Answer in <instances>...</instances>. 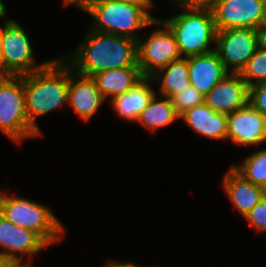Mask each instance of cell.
<instances>
[{
  "label": "cell",
  "mask_w": 266,
  "mask_h": 267,
  "mask_svg": "<svg viewBox=\"0 0 266 267\" xmlns=\"http://www.w3.org/2000/svg\"><path fill=\"white\" fill-rule=\"evenodd\" d=\"M50 60L42 69L23 75L25 107L30 126L41 136L37 118L68 104L69 64ZM67 64V65H66Z\"/></svg>",
  "instance_id": "cell-2"
},
{
  "label": "cell",
  "mask_w": 266,
  "mask_h": 267,
  "mask_svg": "<svg viewBox=\"0 0 266 267\" xmlns=\"http://www.w3.org/2000/svg\"><path fill=\"white\" fill-rule=\"evenodd\" d=\"M64 6L73 4L74 6L80 8L81 10L92 0H63Z\"/></svg>",
  "instance_id": "cell-31"
},
{
  "label": "cell",
  "mask_w": 266,
  "mask_h": 267,
  "mask_svg": "<svg viewBox=\"0 0 266 267\" xmlns=\"http://www.w3.org/2000/svg\"><path fill=\"white\" fill-rule=\"evenodd\" d=\"M69 65L68 105L83 121H89L105 99L92 77L75 73Z\"/></svg>",
  "instance_id": "cell-14"
},
{
  "label": "cell",
  "mask_w": 266,
  "mask_h": 267,
  "mask_svg": "<svg viewBox=\"0 0 266 267\" xmlns=\"http://www.w3.org/2000/svg\"><path fill=\"white\" fill-rule=\"evenodd\" d=\"M179 3V7L181 8H186L189 7L191 8V0H171Z\"/></svg>",
  "instance_id": "cell-36"
},
{
  "label": "cell",
  "mask_w": 266,
  "mask_h": 267,
  "mask_svg": "<svg viewBox=\"0 0 266 267\" xmlns=\"http://www.w3.org/2000/svg\"><path fill=\"white\" fill-rule=\"evenodd\" d=\"M215 43L214 51L220 57L225 69L231 73H240L257 50L256 29L217 31Z\"/></svg>",
  "instance_id": "cell-9"
},
{
  "label": "cell",
  "mask_w": 266,
  "mask_h": 267,
  "mask_svg": "<svg viewBox=\"0 0 266 267\" xmlns=\"http://www.w3.org/2000/svg\"><path fill=\"white\" fill-rule=\"evenodd\" d=\"M1 51L6 76H22L42 69L50 60L36 65L26 31L13 19L0 27Z\"/></svg>",
  "instance_id": "cell-7"
},
{
  "label": "cell",
  "mask_w": 266,
  "mask_h": 267,
  "mask_svg": "<svg viewBox=\"0 0 266 267\" xmlns=\"http://www.w3.org/2000/svg\"><path fill=\"white\" fill-rule=\"evenodd\" d=\"M258 232L266 231V195L244 216Z\"/></svg>",
  "instance_id": "cell-25"
},
{
  "label": "cell",
  "mask_w": 266,
  "mask_h": 267,
  "mask_svg": "<svg viewBox=\"0 0 266 267\" xmlns=\"http://www.w3.org/2000/svg\"><path fill=\"white\" fill-rule=\"evenodd\" d=\"M0 214L12 224L33 231L48 246L62 240L64 225L50 208L35 201L0 192Z\"/></svg>",
  "instance_id": "cell-5"
},
{
  "label": "cell",
  "mask_w": 266,
  "mask_h": 267,
  "mask_svg": "<svg viewBox=\"0 0 266 267\" xmlns=\"http://www.w3.org/2000/svg\"><path fill=\"white\" fill-rule=\"evenodd\" d=\"M241 146L266 142V118L249 103L227 115V139Z\"/></svg>",
  "instance_id": "cell-11"
},
{
  "label": "cell",
  "mask_w": 266,
  "mask_h": 267,
  "mask_svg": "<svg viewBox=\"0 0 266 267\" xmlns=\"http://www.w3.org/2000/svg\"><path fill=\"white\" fill-rule=\"evenodd\" d=\"M266 0H221L211 10L217 31L257 29Z\"/></svg>",
  "instance_id": "cell-10"
},
{
  "label": "cell",
  "mask_w": 266,
  "mask_h": 267,
  "mask_svg": "<svg viewBox=\"0 0 266 267\" xmlns=\"http://www.w3.org/2000/svg\"><path fill=\"white\" fill-rule=\"evenodd\" d=\"M73 71L93 77L105 71L137 64V41L125 36L98 32L89 28L84 40L70 56H62Z\"/></svg>",
  "instance_id": "cell-1"
},
{
  "label": "cell",
  "mask_w": 266,
  "mask_h": 267,
  "mask_svg": "<svg viewBox=\"0 0 266 267\" xmlns=\"http://www.w3.org/2000/svg\"><path fill=\"white\" fill-rule=\"evenodd\" d=\"M221 0H191V8L212 9Z\"/></svg>",
  "instance_id": "cell-28"
},
{
  "label": "cell",
  "mask_w": 266,
  "mask_h": 267,
  "mask_svg": "<svg viewBox=\"0 0 266 267\" xmlns=\"http://www.w3.org/2000/svg\"><path fill=\"white\" fill-rule=\"evenodd\" d=\"M173 17L161 20L174 33L180 55L184 58L215 50L217 29L210 9L182 8Z\"/></svg>",
  "instance_id": "cell-4"
},
{
  "label": "cell",
  "mask_w": 266,
  "mask_h": 267,
  "mask_svg": "<svg viewBox=\"0 0 266 267\" xmlns=\"http://www.w3.org/2000/svg\"><path fill=\"white\" fill-rule=\"evenodd\" d=\"M187 64L190 85L204 97L229 73L215 51L187 57Z\"/></svg>",
  "instance_id": "cell-15"
},
{
  "label": "cell",
  "mask_w": 266,
  "mask_h": 267,
  "mask_svg": "<svg viewBox=\"0 0 266 267\" xmlns=\"http://www.w3.org/2000/svg\"><path fill=\"white\" fill-rule=\"evenodd\" d=\"M6 76V68L3 63L2 51H1V37H0V77Z\"/></svg>",
  "instance_id": "cell-34"
},
{
  "label": "cell",
  "mask_w": 266,
  "mask_h": 267,
  "mask_svg": "<svg viewBox=\"0 0 266 267\" xmlns=\"http://www.w3.org/2000/svg\"><path fill=\"white\" fill-rule=\"evenodd\" d=\"M104 267H139L137 264L133 263V262H122L120 263V261L118 262L117 260H107V262L105 263Z\"/></svg>",
  "instance_id": "cell-30"
},
{
  "label": "cell",
  "mask_w": 266,
  "mask_h": 267,
  "mask_svg": "<svg viewBox=\"0 0 266 267\" xmlns=\"http://www.w3.org/2000/svg\"><path fill=\"white\" fill-rule=\"evenodd\" d=\"M82 10L93 17L90 29L135 41L140 38L136 31L156 24V19L145 9L127 2L92 0Z\"/></svg>",
  "instance_id": "cell-3"
},
{
  "label": "cell",
  "mask_w": 266,
  "mask_h": 267,
  "mask_svg": "<svg viewBox=\"0 0 266 267\" xmlns=\"http://www.w3.org/2000/svg\"><path fill=\"white\" fill-rule=\"evenodd\" d=\"M170 99L176 114L180 117L187 110L203 104L205 97L192 85H189L183 90H180L179 93L173 95Z\"/></svg>",
  "instance_id": "cell-24"
},
{
  "label": "cell",
  "mask_w": 266,
  "mask_h": 267,
  "mask_svg": "<svg viewBox=\"0 0 266 267\" xmlns=\"http://www.w3.org/2000/svg\"><path fill=\"white\" fill-rule=\"evenodd\" d=\"M10 267H32L31 259L26 260L24 262H14Z\"/></svg>",
  "instance_id": "cell-35"
},
{
  "label": "cell",
  "mask_w": 266,
  "mask_h": 267,
  "mask_svg": "<svg viewBox=\"0 0 266 267\" xmlns=\"http://www.w3.org/2000/svg\"><path fill=\"white\" fill-rule=\"evenodd\" d=\"M258 28H265L266 29V1H265L264 6H263V11L261 14Z\"/></svg>",
  "instance_id": "cell-32"
},
{
  "label": "cell",
  "mask_w": 266,
  "mask_h": 267,
  "mask_svg": "<svg viewBox=\"0 0 266 267\" xmlns=\"http://www.w3.org/2000/svg\"><path fill=\"white\" fill-rule=\"evenodd\" d=\"M159 97L155 94L136 120L151 132L170 125L180 118L175 112L171 99L161 95Z\"/></svg>",
  "instance_id": "cell-21"
},
{
  "label": "cell",
  "mask_w": 266,
  "mask_h": 267,
  "mask_svg": "<svg viewBox=\"0 0 266 267\" xmlns=\"http://www.w3.org/2000/svg\"><path fill=\"white\" fill-rule=\"evenodd\" d=\"M239 74L249 87L266 82V51L257 48Z\"/></svg>",
  "instance_id": "cell-23"
},
{
  "label": "cell",
  "mask_w": 266,
  "mask_h": 267,
  "mask_svg": "<svg viewBox=\"0 0 266 267\" xmlns=\"http://www.w3.org/2000/svg\"><path fill=\"white\" fill-rule=\"evenodd\" d=\"M92 78L95 80L102 97L106 100L108 96H111L112 99L116 95L129 91L144 77L139 67H127L105 70Z\"/></svg>",
  "instance_id": "cell-19"
},
{
  "label": "cell",
  "mask_w": 266,
  "mask_h": 267,
  "mask_svg": "<svg viewBox=\"0 0 266 267\" xmlns=\"http://www.w3.org/2000/svg\"><path fill=\"white\" fill-rule=\"evenodd\" d=\"M232 167L246 180L266 189V149H260L248 156L240 165Z\"/></svg>",
  "instance_id": "cell-22"
},
{
  "label": "cell",
  "mask_w": 266,
  "mask_h": 267,
  "mask_svg": "<svg viewBox=\"0 0 266 267\" xmlns=\"http://www.w3.org/2000/svg\"><path fill=\"white\" fill-rule=\"evenodd\" d=\"M0 131L16 144L40 136L28 121L23 75L0 77Z\"/></svg>",
  "instance_id": "cell-6"
},
{
  "label": "cell",
  "mask_w": 266,
  "mask_h": 267,
  "mask_svg": "<svg viewBox=\"0 0 266 267\" xmlns=\"http://www.w3.org/2000/svg\"><path fill=\"white\" fill-rule=\"evenodd\" d=\"M156 25L163 28L154 30L148 38L137 40V64L143 77H151L171 62L182 58L174 33L161 20Z\"/></svg>",
  "instance_id": "cell-8"
},
{
  "label": "cell",
  "mask_w": 266,
  "mask_h": 267,
  "mask_svg": "<svg viewBox=\"0 0 266 267\" xmlns=\"http://www.w3.org/2000/svg\"><path fill=\"white\" fill-rule=\"evenodd\" d=\"M6 16V9L5 5L3 4L2 0H0V18H4Z\"/></svg>",
  "instance_id": "cell-37"
},
{
  "label": "cell",
  "mask_w": 266,
  "mask_h": 267,
  "mask_svg": "<svg viewBox=\"0 0 266 267\" xmlns=\"http://www.w3.org/2000/svg\"><path fill=\"white\" fill-rule=\"evenodd\" d=\"M13 263L14 261L10 258L0 255V267H10Z\"/></svg>",
  "instance_id": "cell-33"
},
{
  "label": "cell",
  "mask_w": 266,
  "mask_h": 267,
  "mask_svg": "<svg viewBox=\"0 0 266 267\" xmlns=\"http://www.w3.org/2000/svg\"><path fill=\"white\" fill-rule=\"evenodd\" d=\"M110 1L127 2L138 5L141 8L145 9L154 19H157L150 13L151 8L155 5L154 0H110Z\"/></svg>",
  "instance_id": "cell-27"
},
{
  "label": "cell",
  "mask_w": 266,
  "mask_h": 267,
  "mask_svg": "<svg viewBox=\"0 0 266 267\" xmlns=\"http://www.w3.org/2000/svg\"><path fill=\"white\" fill-rule=\"evenodd\" d=\"M150 82L154 81L149 77H144L132 89L111 99L112 108L119 118L136 122L140 113L156 94Z\"/></svg>",
  "instance_id": "cell-18"
},
{
  "label": "cell",
  "mask_w": 266,
  "mask_h": 267,
  "mask_svg": "<svg viewBox=\"0 0 266 267\" xmlns=\"http://www.w3.org/2000/svg\"><path fill=\"white\" fill-rule=\"evenodd\" d=\"M150 78L157 82V84L160 83L159 95L171 98L179 93L180 90L190 85L187 58L171 62L166 67L158 70Z\"/></svg>",
  "instance_id": "cell-20"
},
{
  "label": "cell",
  "mask_w": 266,
  "mask_h": 267,
  "mask_svg": "<svg viewBox=\"0 0 266 267\" xmlns=\"http://www.w3.org/2000/svg\"><path fill=\"white\" fill-rule=\"evenodd\" d=\"M180 118L201 136L227 140V115L213 111L205 103L187 110Z\"/></svg>",
  "instance_id": "cell-17"
},
{
  "label": "cell",
  "mask_w": 266,
  "mask_h": 267,
  "mask_svg": "<svg viewBox=\"0 0 266 267\" xmlns=\"http://www.w3.org/2000/svg\"><path fill=\"white\" fill-rule=\"evenodd\" d=\"M249 86L239 73L229 72L205 96L204 103L213 111L230 114L248 104Z\"/></svg>",
  "instance_id": "cell-13"
},
{
  "label": "cell",
  "mask_w": 266,
  "mask_h": 267,
  "mask_svg": "<svg viewBox=\"0 0 266 267\" xmlns=\"http://www.w3.org/2000/svg\"><path fill=\"white\" fill-rule=\"evenodd\" d=\"M248 103L266 118V82L249 87Z\"/></svg>",
  "instance_id": "cell-26"
},
{
  "label": "cell",
  "mask_w": 266,
  "mask_h": 267,
  "mask_svg": "<svg viewBox=\"0 0 266 267\" xmlns=\"http://www.w3.org/2000/svg\"><path fill=\"white\" fill-rule=\"evenodd\" d=\"M257 48L266 51V29L265 28H257Z\"/></svg>",
  "instance_id": "cell-29"
},
{
  "label": "cell",
  "mask_w": 266,
  "mask_h": 267,
  "mask_svg": "<svg viewBox=\"0 0 266 267\" xmlns=\"http://www.w3.org/2000/svg\"><path fill=\"white\" fill-rule=\"evenodd\" d=\"M0 255L23 262V255L33 257L48 245L33 231L12 224L0 214Z\"/></svg>",
  "instance_id": "cell-12"
},
{
  "label": "cell",
  "mask_w": 266,
  "mask_h": 267,
  "mask_svg": "<svg viewBox=\"0 0 266 267\" xmlns=\"http://www.w3.org/2000/svg\"><path fill=\"white\" fill-rule=\"evenodd\" d=\"M222 185L227 197L243 217L266 195L264 188L246 180L232 166L224 175Z\"/></svg>",
  "instance_id": "cell-16"
}]
</instances>
